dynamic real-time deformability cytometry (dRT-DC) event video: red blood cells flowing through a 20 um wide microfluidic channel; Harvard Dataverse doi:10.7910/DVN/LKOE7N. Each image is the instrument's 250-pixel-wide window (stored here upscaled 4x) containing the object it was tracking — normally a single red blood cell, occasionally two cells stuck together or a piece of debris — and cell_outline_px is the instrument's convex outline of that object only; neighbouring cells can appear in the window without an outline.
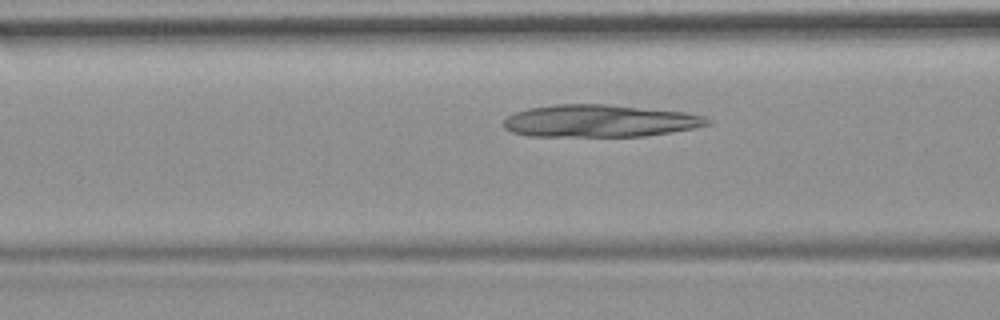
{"species": "common noctule bat (a hibernating species)", "species_latin": "Nyctalus noctula", "temperature_condition": "room temperature", "stored_images_in_passage": 41, "camera_frame_rate_fps": 3000, "um_per_image_px": 0.085, "animal": {"sex": "female", "body_mass_g": 19.9}, "frame": {"image": 1, "passage_image": 8, "time_ms": 2.333, "image_size_px": [1000, 320], "cell_outline_px": [[712, 124], [672, 132], [644, 136], [528, 136], [512, 132], [504, 128], [500, 124], [512, 112], [528, 108], [556, 104], [608, 104], [684, 112], [704, 116], [712, 120]], "centroid_in_image_um": [50.94, 10.27], "position_along_channel_um": 115.7, "area_um2": 38.67}}
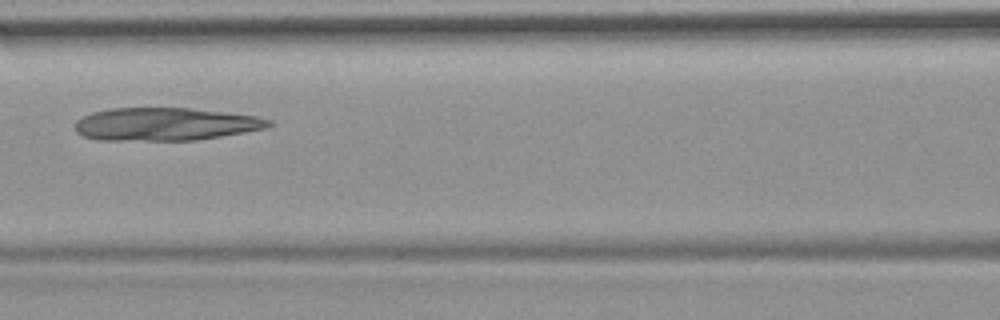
{"frame": {"image": 2, "passage_image": 11, "time_ms": 3.333, "image_size_px": [1000, 320], "cell_outline_px": [[276, 124], [264, 128], [244, 132], [196, 140], [100, 140], [84, 136], [76, 132], [76, 120], [92, 112], [112, 108], [188, 108], [256, 116], [272, 120]], "centroid_in_image_um": [14.05, 10.55], "position_along_channel_um": 152.5, "area_um2": 36.88}}
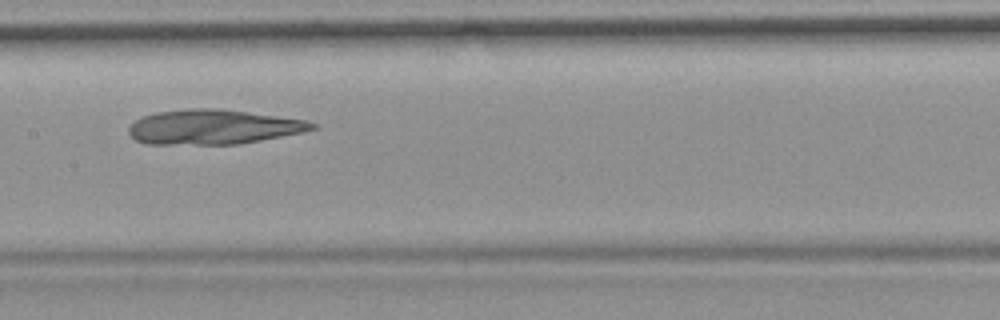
{"frame": {"image": 3, "passage_image": 14, "time_ms": 4.333, "image_size_px": [1000, 320], "cell_outline_px": [[320, 124], [316, 128], [300, 132], [260, 140], [236, 144], [148, 144], [136, 140], [128, 132], [128, 128], [136, 120], [144, 116], [156, 112], [188, 108], [220, 108], [308, 120]], "centroid_in_image_um": [18.14, 10.78], "position_along_channel_um": 189.3, "area_um2": 36.99}}